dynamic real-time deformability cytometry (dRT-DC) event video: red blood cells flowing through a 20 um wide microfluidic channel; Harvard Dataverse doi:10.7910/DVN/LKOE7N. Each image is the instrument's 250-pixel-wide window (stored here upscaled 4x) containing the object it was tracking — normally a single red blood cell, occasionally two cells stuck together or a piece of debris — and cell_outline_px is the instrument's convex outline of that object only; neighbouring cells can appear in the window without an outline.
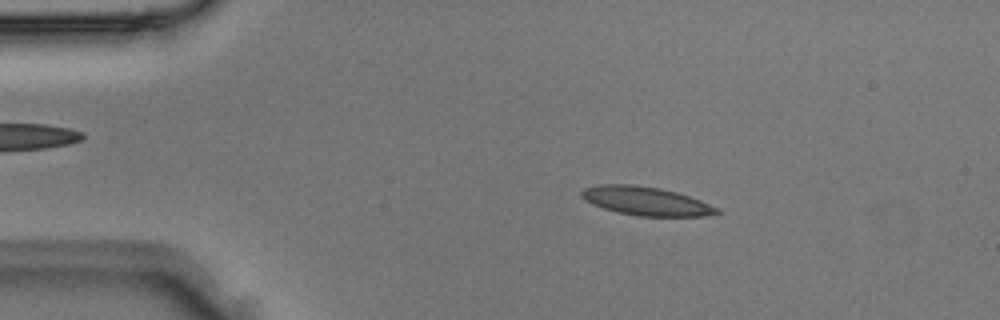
{"species": "Egyptian fruit bat (a non-hibernating species)", "species_latin": "Rousettus aegyptiacus", "temperature_condition": "room temperature", "stored_images_in_passage": 2, "camera_frame_rate_fps": 3000, "um_per_image_px": 0.085, "animal": {"sex": "male"}, "frame": {"image": 1, "passage_image": 1, "time_ms": 0.0, "image_size_px": [1000, 320], "cell_outline_px": [[720, 212], [704, 216], [640, 216], [616, 212], [592, 204], [584, 200], [580, 196], [580, 192], [584, 188], [600, 184], [632, 184], [660, 188], [676, 192], [700, 200], [720, 208]], "centroid_in_image_um": [54.88, 17.08], "position_along_channel_um": 30.1, "area_um2": 22.6}}